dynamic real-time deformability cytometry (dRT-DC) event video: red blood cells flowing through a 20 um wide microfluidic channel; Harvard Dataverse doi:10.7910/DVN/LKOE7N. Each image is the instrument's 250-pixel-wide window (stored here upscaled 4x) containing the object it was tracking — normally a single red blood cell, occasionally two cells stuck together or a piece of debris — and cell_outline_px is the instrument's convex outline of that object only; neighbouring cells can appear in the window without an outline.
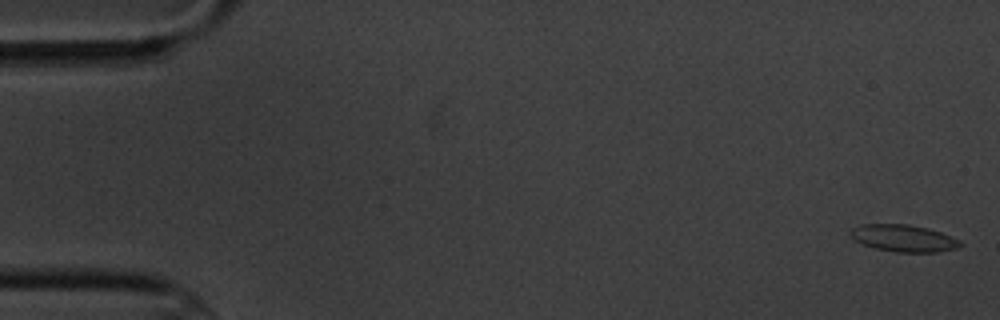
{"species": "common noctule bat (a hibernating species)", "species_latin": "Nyctalus noctula", "temperature_condition": "cold", "stored_images_in_passage": 6, "camera_frame_rate_fps": 3000, "um_per_image_px": 0.085, "animal": {"sex": "male", "body_mass_g": 20.1, "forearm_length_mm": 53.5}, "frame": {"image": 1, "passage_image": 1, "time_ms": 0.0, "image_size_px": [1000, 320], "cell_outline_px": [[964, 244], [956, 248], [936, 252], [896, 252], [876, 248], [864, 244], [856, 240], [848, 232], [852, 228], [860, 224], [908, 224], [928, 228], [940, 232], [960, 240]], "centroid_in_image_um": [76.81, 20.24], "position_along_channel_um": 8.2, "area_um2": 17.17}}
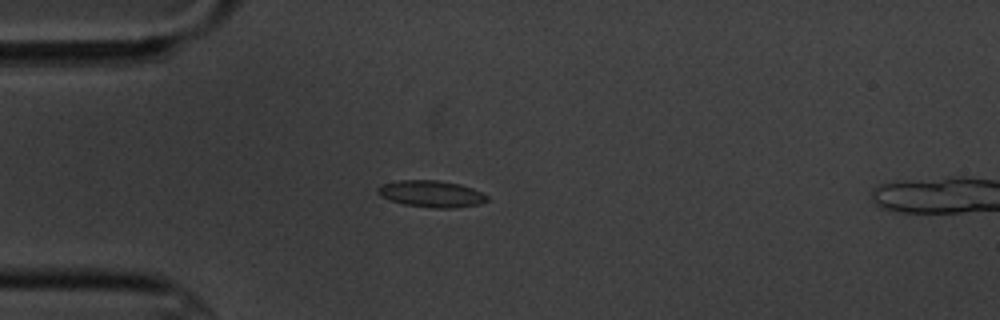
{"frame": {"image": 2, "passage_image": 5, "time_ms": 4.667, "image_size_px": [1000, 320], "cell_outline_px": [[488, 200], [480, 204], [452, 208], [432, 208], [404, 204], [380, 196], [376, 192], [376, 188], [380, 184], [400, 180], [440, 180], [460, 184], [472, 188], [488, 196]], "centroid_in_image_um": [36.64, 16.47], "position_along_channel_um": 48.4, "area_um2": 17.05}}